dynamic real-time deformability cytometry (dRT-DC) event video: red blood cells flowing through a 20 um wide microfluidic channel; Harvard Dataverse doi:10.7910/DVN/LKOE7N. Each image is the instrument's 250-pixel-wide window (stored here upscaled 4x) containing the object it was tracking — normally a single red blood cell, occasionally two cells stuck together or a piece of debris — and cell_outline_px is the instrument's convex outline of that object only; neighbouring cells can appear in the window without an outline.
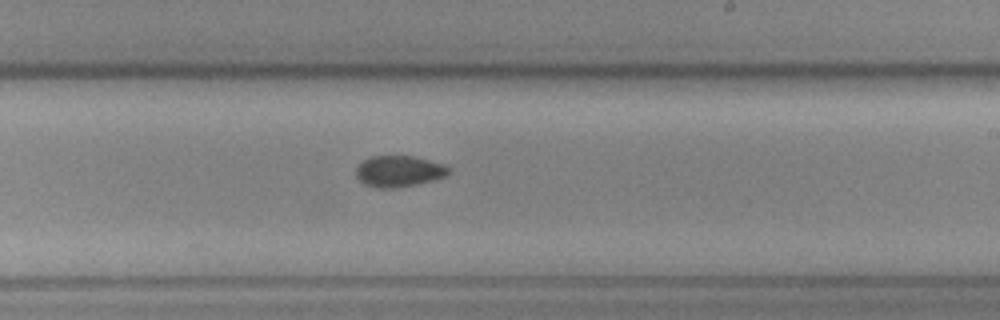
{"species": "common noctule bat (a hibernating species)", "species_latin": "Nyctalus noctula", "temperature_condition": "cold", "stored_images_in_passage": 10, "camera_frame_rate_fps": 3000, "um_per_image_px": 0.085, "animal": {"sex": "female", "body_mass_g": 19.3, "forearm_length_mm": 54.1}, "frame": {"image": 1, "passage_image": 10, "time_ms": 11.333, "image_size_px": [1000, 320], "cell_outline_px": [[448, 172], [444, 176], [432, 180], [416, 184], [396, 188], [376, 188], [364, 184], [356, 176], [356, 168], [364, 160], [372, 156], [412, 156], [448, 164]], "centroid_in_image_um": [33.9, 14.55], "position_along_channel_um": 255.1, "area_um2": 16.76}}